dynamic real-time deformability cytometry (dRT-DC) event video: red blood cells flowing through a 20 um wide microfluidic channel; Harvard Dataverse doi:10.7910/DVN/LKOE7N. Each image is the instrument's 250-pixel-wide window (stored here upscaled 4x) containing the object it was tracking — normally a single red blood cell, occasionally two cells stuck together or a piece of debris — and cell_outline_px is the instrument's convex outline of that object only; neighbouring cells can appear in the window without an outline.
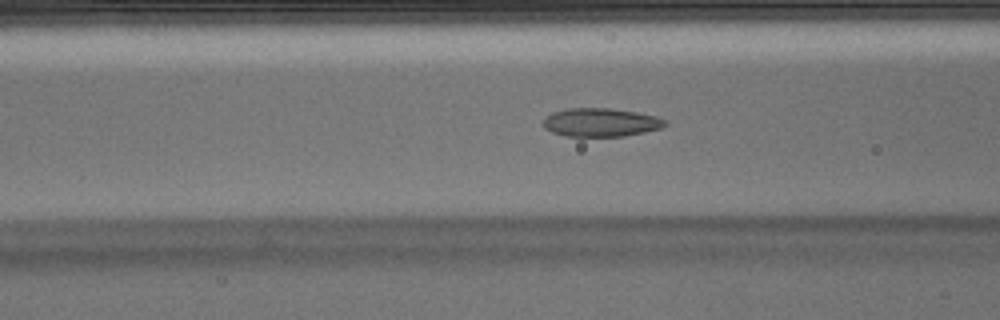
{"species": "Egyptian fruit bat (a non-hibernating species)", "species_latin": "Rousettus aegyptiacus", "temperature_condition": "warm", "stored_images_in_passage": 40, "camera_frame_rate_fps": 3000, "um_per_image_px": 0.085, "animal": {"sex": "male"}, "frame": {"image": 1, "passage_image": 11, "time_ms": 3.333, "image_size_px": [1000, 320], "cell_outline_px": [[668, 124], [660, 128], [644, 132], [624, 136], [564, 136], [552, 132], [544, 128], [544, 120], [552, 112], [568, 108], [608, 108], [636, 112], [656, 116], [668, 120]], "centroid_in_image_um": [51.09, 10.4], "position_along_channel_um": 115.5, "area_um2": 20.17}}
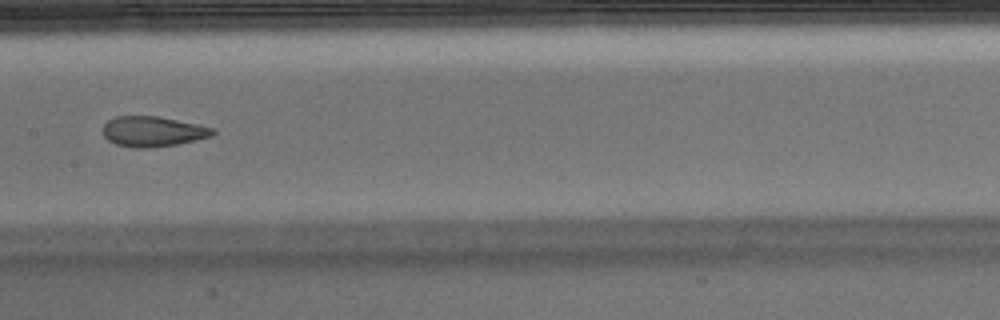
{"frame": {"image": 2, "passage_image": 17, "time_ms": 5.333, "image_size_px": [1000, 320], "cell_outline_px": [[216, 132], [212, 136], [176, 144], [148, 148], [132, 148], [116, 144], [108, 140], [104, 136], [104, 124], [108, 120], [116, 116], [160, 116], [196, 124], [212, 128]], "centroid_in_image_um": [12.97, 11.17], "position_along_channel_um": 194.4, "area_um2": 19.25}}
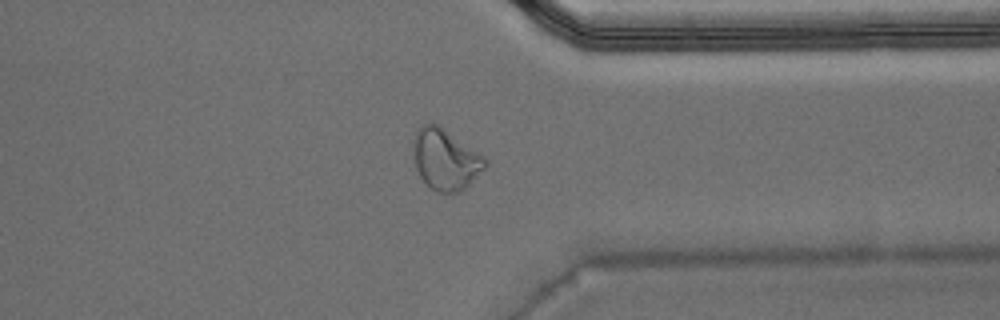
{"frame": {"image": 3, "passage_image": 31, "time_ms": 10.0, "image_size_px": [1000, 320], "cell_outline_px": [[488, 164], [460, 192], [452, 196], [436, 192], [420, 176], [416, 168], [412, 152], [416, 132], [424, 124], [436, 124], [480, 152], [488, 160]], "centroid_in_image_um": [37.88, 13.59], "position_along_channel_um": 373.5, "area_um2": 25.37}}